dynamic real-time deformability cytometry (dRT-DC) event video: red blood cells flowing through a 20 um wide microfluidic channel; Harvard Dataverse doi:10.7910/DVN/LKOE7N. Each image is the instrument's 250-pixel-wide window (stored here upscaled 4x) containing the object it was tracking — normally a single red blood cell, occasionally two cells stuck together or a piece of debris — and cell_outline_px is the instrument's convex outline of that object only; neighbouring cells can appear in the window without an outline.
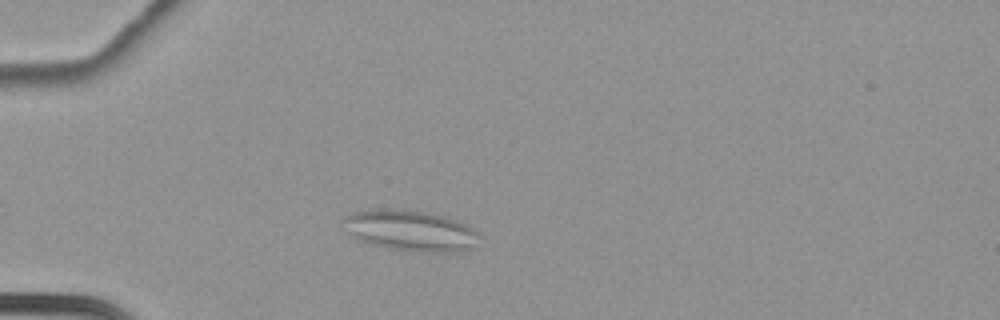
{"species": "common noctule bat (a hibernating species)", "species_latin": "Nyctalus noctula", "temperature_condition": "cold", "stored_images_in_passage": 52, "camera_frame_rate_fps": 3000, "um_per_image_px": 0.085, "animal": {"sex": "female", "body_mass_g": 22.7, "forearm_length_mm": 54.2}, "frame": {"image": 1, "passage_image": 8, "time_ms": 2.333, "image_size_px": [1000, 320], "cell_outline_px": [[476, 232], [472, 248], [464, 252], [420, 252], [384, 248], [360, 240], [344, 232], [340, 228], [340, 220], [344, 216], [352, 212], [376, 208], [400, 208], [448, 216], [468, 224]], "centroid_in_image_um": [34.77, 19.58], "position_along_channel_um": 50.2, "area_um2": 33.12}, "authors_computed_cell_mechanics": {"area_um2": 26.6747, "velocity_mm_per_s": 3.4126, "shape_relaxation_time_tau1_ms": null, "shape_relaxation_time_tau2_ms": 3.3236, "deformation_change_tau1": null, "deformation_change_tau2": 0.0762}}